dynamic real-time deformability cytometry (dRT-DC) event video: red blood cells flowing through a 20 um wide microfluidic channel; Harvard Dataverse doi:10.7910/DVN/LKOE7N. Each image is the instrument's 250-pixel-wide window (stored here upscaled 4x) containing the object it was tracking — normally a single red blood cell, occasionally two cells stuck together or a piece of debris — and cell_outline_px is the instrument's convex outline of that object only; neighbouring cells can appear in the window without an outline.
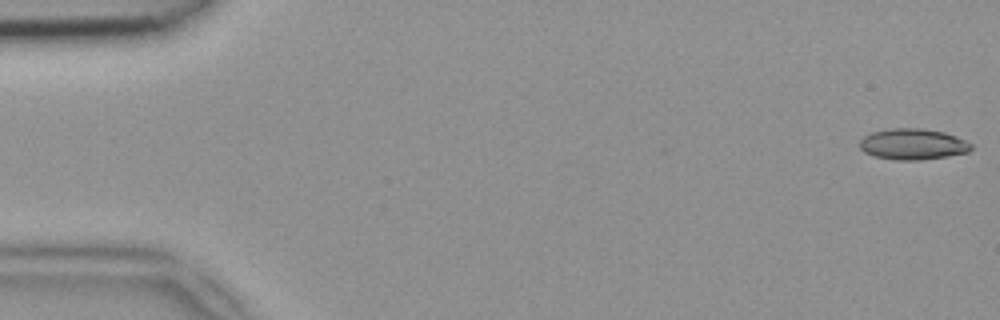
{"species": "common noctule bat (a hibernating species)", "species_latin": "Nyctalus noctula", "temperature_condition": "room temperature", "stored_images_in_passage": 8, "camera_frame_rate_fps": 3000, "um_per_image_px": 0.085, "animal": {"sex": "female", "body_mass_g": 18.4}, "frame": {"image": 1, "passage_image": 1, "time_ms": 0.0, "image_size_px": [1000, 320], "cell_outline_px": [[972, 148], [968, 152], [948, 156], [920, 160], [896, 160], [872, 156], [864, 152], [860, 148], [860, 140], [864, 136], [872, 132], [888, 128], [920, 128], [944, 132], [956, 136], [972, 144]], "centroid_in_image_um": [77.57, 12.25], "position_along_channel_um": 7.4, "area_um2": 20.23}}